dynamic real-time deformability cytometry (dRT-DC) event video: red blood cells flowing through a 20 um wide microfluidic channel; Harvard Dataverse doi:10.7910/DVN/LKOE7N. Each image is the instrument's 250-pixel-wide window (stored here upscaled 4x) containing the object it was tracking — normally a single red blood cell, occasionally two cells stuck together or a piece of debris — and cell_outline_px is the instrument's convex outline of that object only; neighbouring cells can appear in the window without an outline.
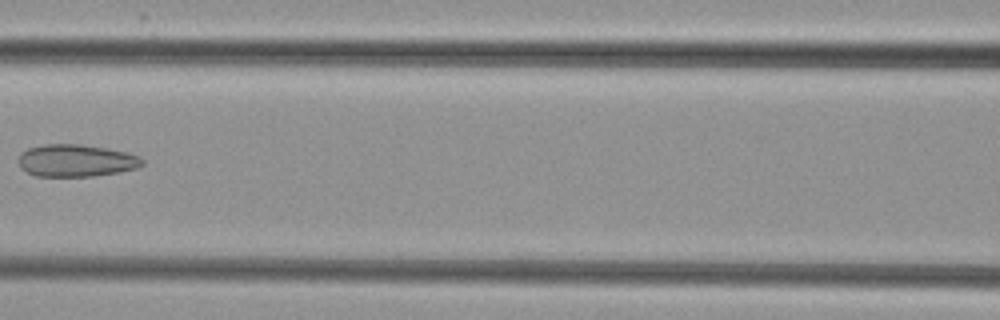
{"species": "common noctule bat (a hibernating species)", "species_latin": "Nyctalus noctula", "temperature_condition": "cold", "stored_images_in_passage": 7, "camera_frame_rate_fps": 3000, "um_per_image_px": 0.085, "animal": {"sex": "female", "body_mass_g": 29.2, "forearm_length_mm": 56.3}, "frame": {"image": 1, "passage_image": 6, "time_ms": 6.667, "image_size_px": [1000, 320], "cell_outline_px": [[144, 164], [140, 168], [120, 172], [92, 176], [36, 176], [20, 168], [16, 160], [20, 152], [28, 148], [44, 144], [80, 144], [108, 148], [128, 152], [140, 156], [144, 160]], "centroid_in_image_um": [6.48, 13.64], "position_along_channel_um": 160.1, "area_um2": 23.76}}
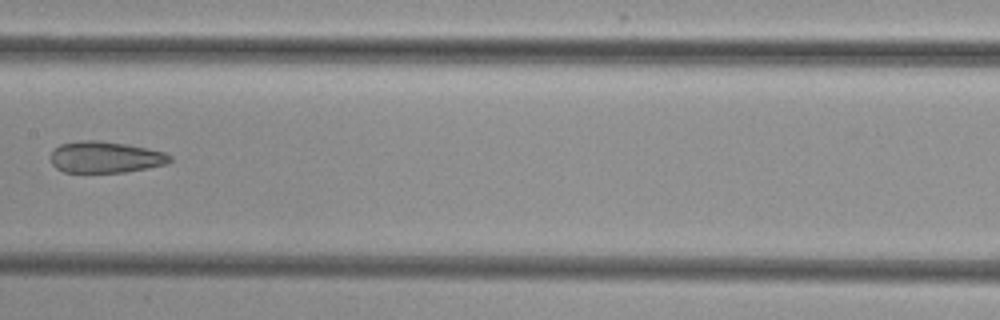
{"frame": {"image": 2, "passage_image": 7, "time_ms": 7.667, "image_size_px": [1000, 320], "cell_outline_px": [[172, 160], [168, 164], [148, 168], [124, 172], [64, 172], [56, 168], [52, 164], [48, 156], [52, 148], [60, 144], [80, 140], [100, 140], [148, 148], [164, 152], [172, 156]], "centroid_in_image_um": [8.92, 13.35], "position_along_channel_um": 198.5, "area_um2": 22.2}}